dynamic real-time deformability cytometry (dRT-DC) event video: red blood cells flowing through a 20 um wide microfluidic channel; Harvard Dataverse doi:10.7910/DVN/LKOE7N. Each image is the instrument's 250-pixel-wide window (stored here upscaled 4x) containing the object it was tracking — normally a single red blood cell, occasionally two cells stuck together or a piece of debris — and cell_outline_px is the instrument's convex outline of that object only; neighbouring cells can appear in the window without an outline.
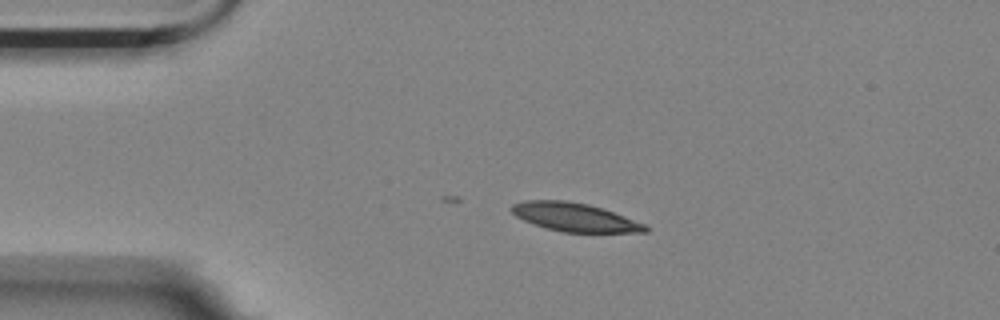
{"species": "Egyptian fruit bat (a non-hibernating species)", "species_latin": "Rousettus aegyptiacus", "temperature_condition": "room temperature", "stored_images_in_passage": 4, "camera_frame_rate_fps": 3000, "um_per_image_px": 0.085, "animal": {"sex": "female"}, "frame": {"image": 1, "passage_image": 3, "time_ms": 0.667, "image_size_px": [1000, 320], "cell_outline_px": [[648, 232], [564, 232], [548, 228], [524, 220], [516, 216], [508, 208], [512, 204], [524, 200], [564, 200], [588, 204], [624, 216], [644, 224], [648, 228]], "centroid_in_image_um": [48.8, 18.45], "position_along_channel_um": 36.2, "area_um2": 21.85}}